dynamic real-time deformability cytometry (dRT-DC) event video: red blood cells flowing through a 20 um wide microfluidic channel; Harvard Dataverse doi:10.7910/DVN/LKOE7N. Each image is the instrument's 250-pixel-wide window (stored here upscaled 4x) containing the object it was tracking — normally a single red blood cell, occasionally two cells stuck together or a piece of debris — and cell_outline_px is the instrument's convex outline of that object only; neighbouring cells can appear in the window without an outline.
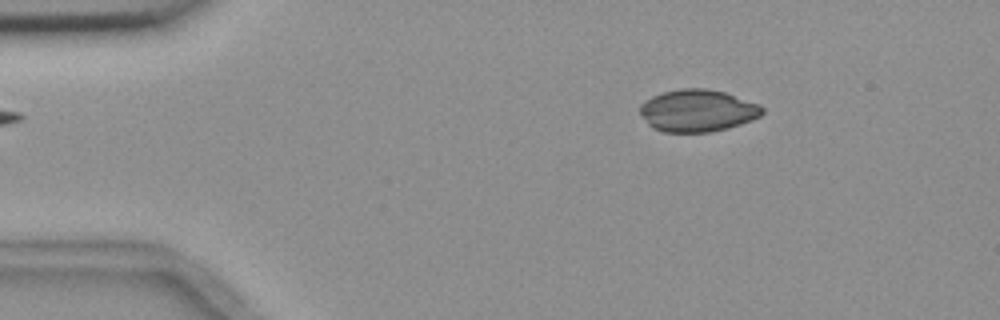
{"species": "common noctule bat (a hibernating species)", "species_latin": "Nyctalus noctula", "temperature_condition": "room temperature", "stored_images_in_passage": 3, "camera_frame_rate_fps": 3000, "um_per_image_px": 0.085, "animal": {"sex": "female", "body_mass_g": 18.4}, "frame": {"image": 1, "passage_image": 1, "time_ms": 0.0, "image_size_px": [1000, 320], "cell_outline_px": [[764, 112], [760, 116], [752, 120], [728, 128], [708, 132], [664, 132], [652, 128], [648, 124], [640, 112], [640, 104], [652, 96], [664, 92], [680, 88], [704, 88], [724, 92], [760, 104], [764, 108]], "centroid_in_image_um": [59.3, 9.4], "position_along_channel_um": 25.7, "area_um2": 30.06}}